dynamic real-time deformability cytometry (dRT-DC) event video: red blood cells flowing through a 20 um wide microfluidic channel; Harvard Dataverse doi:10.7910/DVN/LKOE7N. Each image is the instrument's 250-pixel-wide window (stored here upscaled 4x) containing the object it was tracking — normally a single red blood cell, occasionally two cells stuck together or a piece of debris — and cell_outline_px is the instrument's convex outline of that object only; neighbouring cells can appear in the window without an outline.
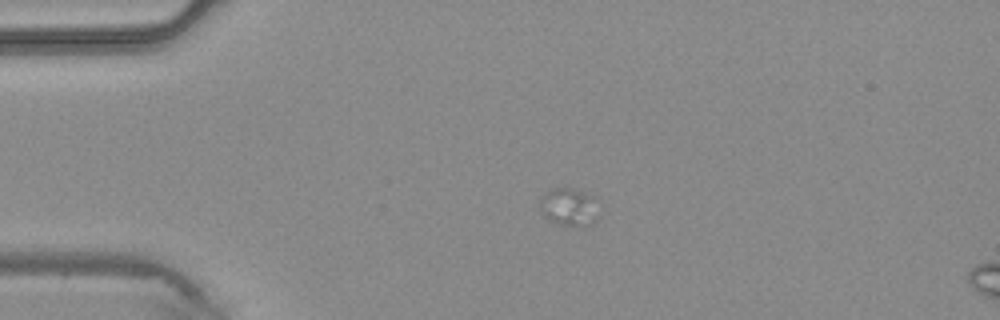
{"species": "common noctule bat (a hibernating species)", "species_latin": "Nyctalus noctula", "temperature_condition": "warm", "stored_images_in_passage": 9, "camera_frame_rate_fps": 3000, "um_per_image_px": 0.085, "animal": {"sex": "male", "body_mass_g": 20.4}, "frame": {"image": 1, "passage_image": 1, "time_ms": 0.0, "image_size_px": [1000, 320], "cell_outline_px": [[596, 220], [592, 224], [580, 228], [548, 220], [544, 216], [540, 208], [540, 204], [544, 196], [552, 188], [572, 188], [592, 196]], "centroid_in_image_um": [48.33, 17.62], "position_along_channel_um": 36.7, "area_um2": 12.43}}